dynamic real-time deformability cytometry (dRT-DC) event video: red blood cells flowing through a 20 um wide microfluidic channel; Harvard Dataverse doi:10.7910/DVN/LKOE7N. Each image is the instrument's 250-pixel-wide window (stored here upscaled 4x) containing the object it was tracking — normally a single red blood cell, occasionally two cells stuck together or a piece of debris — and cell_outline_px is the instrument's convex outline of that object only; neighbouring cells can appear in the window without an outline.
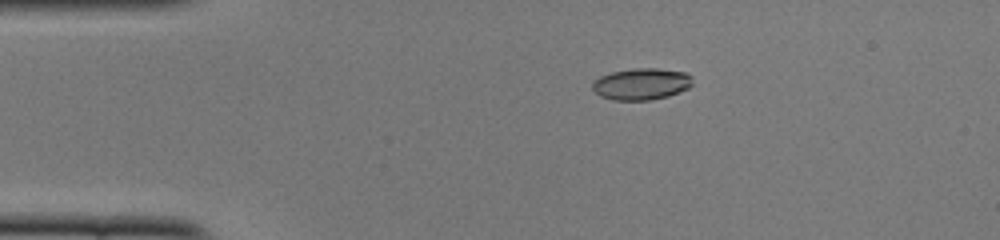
{"species": "common noctule bat (a hibernating species)", "species_latin": "Nyctalus noctula", "temperature_condition": "cold", "stored_images_in_passage": 51, "camera_frame_rate_fps": 3000, "um_per_image_px": 0.085, "animal": {"sex": "female", "body_mass_g": 22.0, "forearm_length_mm": 56.7}, "frame": {"image": 1, "passage_image": 10, "time_ms": 3.0, "image_size_px": [1000, 240], "cell_outline_px": [[692, 84], [688, 88], [668, 96], [648, 100], [612, 100], [600, 96], [592, 88], [592, 84], [600, 76], [612, 72], [632, 68], [656, 68], [684, 72], [692, 76]], "centroid_in_image_um": [54.52, 7.13], "position_along_channel_um": 30.5, "area_um2": 18.38}}
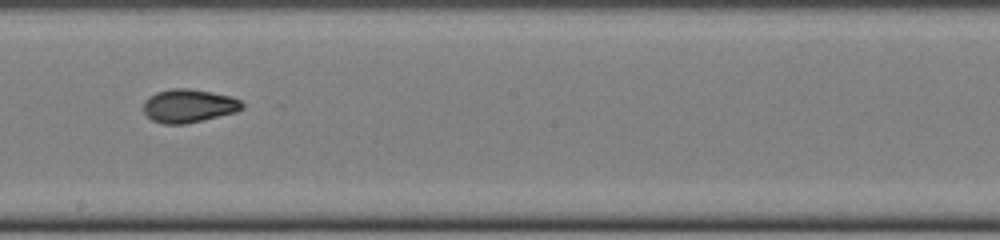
{"frame": {"image": 2, "passage_image": 29, "time_ms": 9.333, "image_size_px": [1000, 240], "cell_outline_px": [[244, 108], [236, 112], [184, 124], [164, 124], [152, 120], [144, 112], [144, 100], [156, 92], [172, 88], [188, 88], [212, 92], [232, 96], [240, 100], [244, 104]], "centroid_in_image_um": [16.05, 8.98], "position_along_channel_um": 232.1, "area_um2": 19.19}}
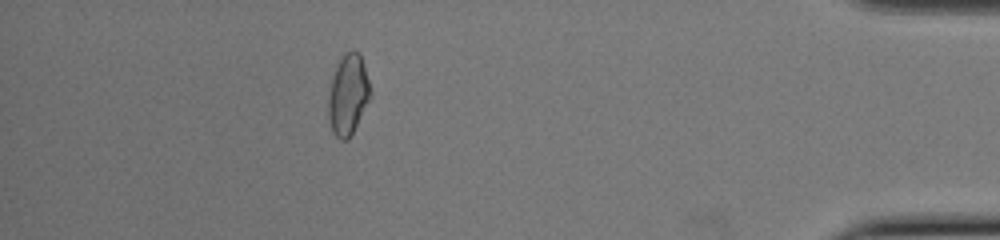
{"frame": {"image": 3, "passage_image": 46, "time_ms": 15.0, "image_size_px": [1000, 240], "cell_outline_px": [[372, 96], [348, 140], [340, 140], [336, 136], [332, 128], [328, 116], [328, 96], [332, 76], [340, 60], [352, 48], [360, 52], [364, 64]], "centroid_in_image_um": [29.6, 8.04], "position_along_channel_um": 405.6, "area_um2": 19.59}, "authors_computed_cell_mechanics": {"area_um2": 18.6694, "velocity_mm_per_s": 3.9218, "shape_relaxation_time_tau1_ms": 9.2943, "shape_relaxation_time_tau2_ms": 1.9363, "deformation_change_tau1": 0.2474, "deformation_change_tau2": 0.0536}}